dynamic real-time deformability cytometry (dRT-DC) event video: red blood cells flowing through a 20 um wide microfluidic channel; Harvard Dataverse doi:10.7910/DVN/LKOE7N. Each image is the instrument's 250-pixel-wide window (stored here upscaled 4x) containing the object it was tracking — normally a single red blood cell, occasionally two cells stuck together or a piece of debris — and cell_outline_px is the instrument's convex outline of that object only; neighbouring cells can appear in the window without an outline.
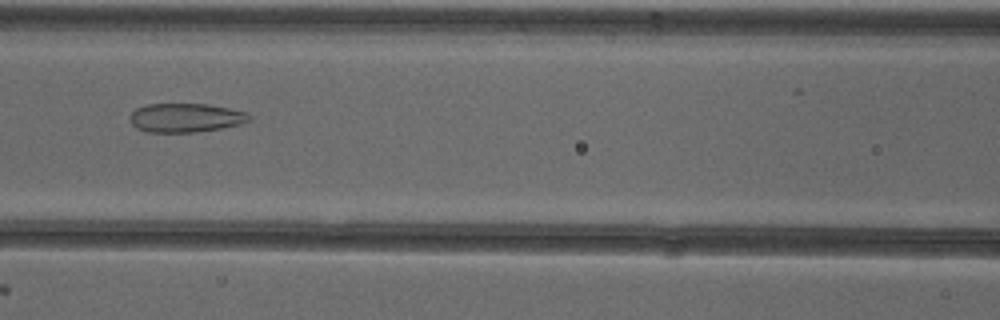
{"species": "common noctule bat (a hibernating species)", "species_latin": "Nyctalus noctula", "temperature_condition": "cold", "stored_images_in_passage": 32, "camera_frame_rate_fps": 3000, "um_per_image_px": 0.085, "animal": {"sex": "female"}, "frame": {"image": 1, "passage_image": 9, "time_ms": 2.667, "image_size_px": [1000, 320], "cell_outline_px": [[252, 120], [240, 124], [220, 128], [196, 132], [148, 132], [136, 128], [132, 124], [132, 112], [136, 108], [148, 104], [208, 104], [248, 112], [252, 116]], "centroid_in_image_um": [15.83, 10.01], "position_along_channel_um": 150.8, "area_um2": 20.06}}
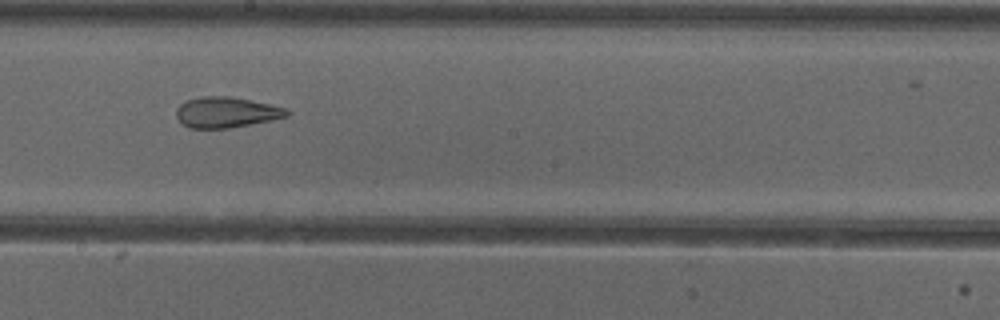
{"frame": {"image": 2, "passage_image": 15, "time_ms": 4.667, "image_size_px": [1000, 320], "cell_outline_px": [[288, 116], [272, 120], [228, 128], [188, 128], [176, 116], [176, 108], [180, 104], [188, 100], [200, 96], [228, 96], [272, 104], [288, 108]], "centroid_in_image_um": [19.24, 9.54], "position_along_channel_um": 229.0, "area_um2": 19.71}}
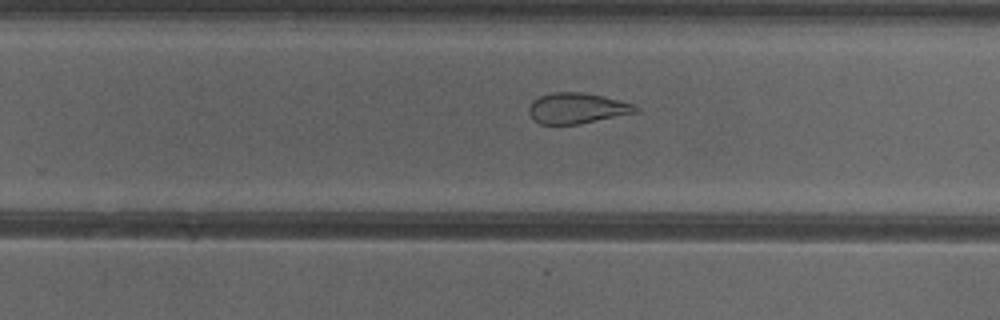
{"frame": {"image": 3, "passage_image": 19, "time_ms": 6.0, "image_size_px": [1000, 320], "cell_outline_px": [[640, 112], [580, 124], [540, 124], [532, 120], [528, 112], [528, 108], [540, 96], [552, 92], [584, 92], [604, 96], [636, 104], [640, 108]], "centroid_in_image_um": [49.11, 9.2], "position_along_channel_um": 280.7, "area_um2": 19.36}, "authors_computed_cell_mechanics": {"area_um2": 20.6635, "velocity_mm_per_s": 3.894, "shape_relaxation_time_tau1_ms": null, "shape_relaxation_time_tau2_ms": 1.7108, "deformation_change_tau1": null, "deformation_change_tau2": 0.0991}}